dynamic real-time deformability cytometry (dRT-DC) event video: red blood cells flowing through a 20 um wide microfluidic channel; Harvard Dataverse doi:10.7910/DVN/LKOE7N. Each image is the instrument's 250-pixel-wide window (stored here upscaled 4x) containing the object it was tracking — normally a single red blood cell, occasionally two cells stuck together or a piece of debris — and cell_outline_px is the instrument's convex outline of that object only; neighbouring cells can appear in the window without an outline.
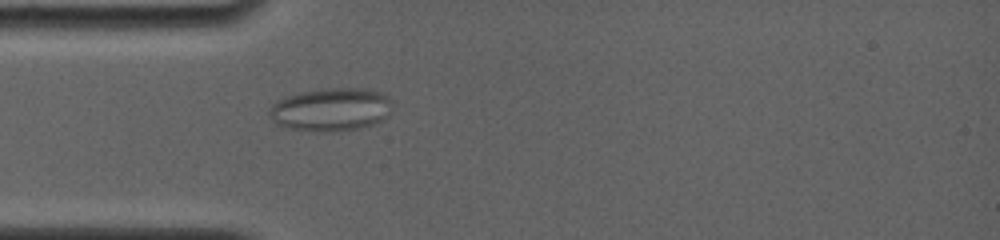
{"species": "common noctule bat (a hibernating species)", "species_latin": "Nyctalus noctula", "temperature_condition": "room temperature", "stored_images_in_passage": 22, "camera_frame_rate_fps": 4000, "um_per_image_px": 0.085, "animal": {"sex": "female", "body_mass_g": 19.0, "forearm_length_mm": 56.7}, "frame": {"image": 1, "passage_image": 1, "time_ms": 0.0, "image_size_px": [1000, 240], "cell_outline_px": [[392, 108], [388, 116], [372, 124], [356, 128], [324, 132], [316, 132], [288, 128], [276, 124], [268, 116], [268, 108], [272, 104], [288, 96], [300, 92], [320, 88], [368, 88], [380, 92], [388, 96], [392, 100]], "centroid_in_image_um": [28.12, 9.29], "position_along_channel_um": 56.9, "area_um2": 31.15}}